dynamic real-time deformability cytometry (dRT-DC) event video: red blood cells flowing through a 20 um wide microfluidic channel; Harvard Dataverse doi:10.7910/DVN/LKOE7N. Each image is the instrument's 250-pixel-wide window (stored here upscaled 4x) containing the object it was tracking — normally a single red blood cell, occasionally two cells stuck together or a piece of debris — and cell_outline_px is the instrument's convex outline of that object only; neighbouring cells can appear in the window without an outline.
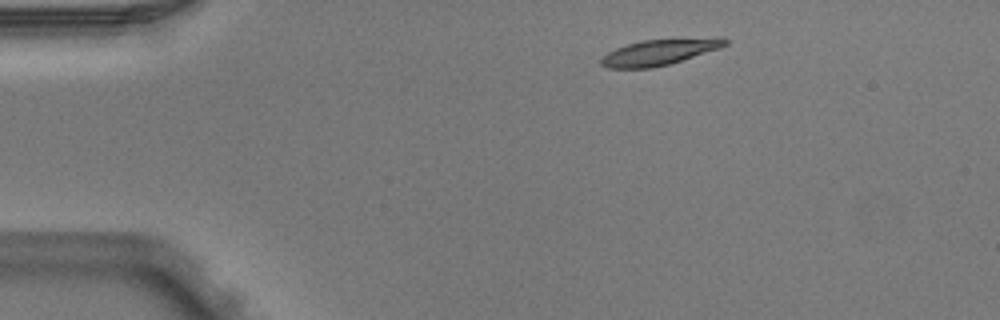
{"species": "Egyptian fruit bat (a non-hibernating species)", "species_latin": "Rousettus aegyptiacus", "temperature_condition": "warm", "stored_images_in_passage": 4, "camera_frame_rate_fps": 3000, "um_per_image_px": 0.085, "animal": {"sex": "male"}, "frame": {"image": 1, "passage_image": 1, "time_ms": 0.0, "image_size_px": [1000, 320], "cell_outline_px": [[728, 44], [720, 48], [668, 64], [652, 68], [608, 68], [600, 64], [600, 60], [608, 52], [616, 48], [640, 40], [716, 36], [724, 36], [728, 40]], "centroid_in_image_um": [56.12, 4.4], "position_along_channel_um": 28.9, "area_um2": 18.96}}
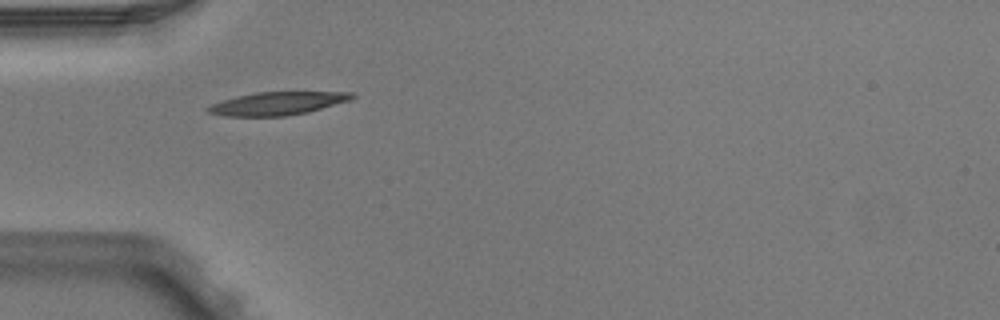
{"frame": {"image": 2, "passage_image": 3, "time_ms": 0.667, "image_size_px": [1000, 320], "cell_outline_px": [[356, 96], [352, 100], [308, 112], [288, 116], [224, 116], [208, 112], [204, 108], [212, 104], [236, 96], [256, 92], [352, 92]], "centroid_in_image_um": [23.61, 8.79], "position_along_channel_um": 61.4, "area_um2": 19.42}}
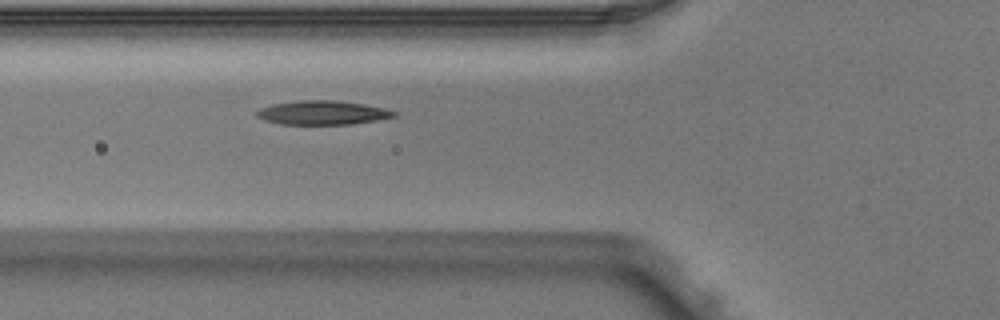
{"frame": {"image": 3, "passage_image": 4, "time_ms": 1.0, "image_size_px": [1000, 320], "cell_outline_px": [[396, 116], [376, 120], [352, 124], [280, 124], [264, 120], [256, 116], [256, 112], [260, 108], [272, 104], [296, 100], [336, 100], [364, 104], [384, 108], [396, 112]], "centroid_in_image_um": [27.38, 9.57], "position_along_channel_um": 98.4, "area_um2": 19.19}}